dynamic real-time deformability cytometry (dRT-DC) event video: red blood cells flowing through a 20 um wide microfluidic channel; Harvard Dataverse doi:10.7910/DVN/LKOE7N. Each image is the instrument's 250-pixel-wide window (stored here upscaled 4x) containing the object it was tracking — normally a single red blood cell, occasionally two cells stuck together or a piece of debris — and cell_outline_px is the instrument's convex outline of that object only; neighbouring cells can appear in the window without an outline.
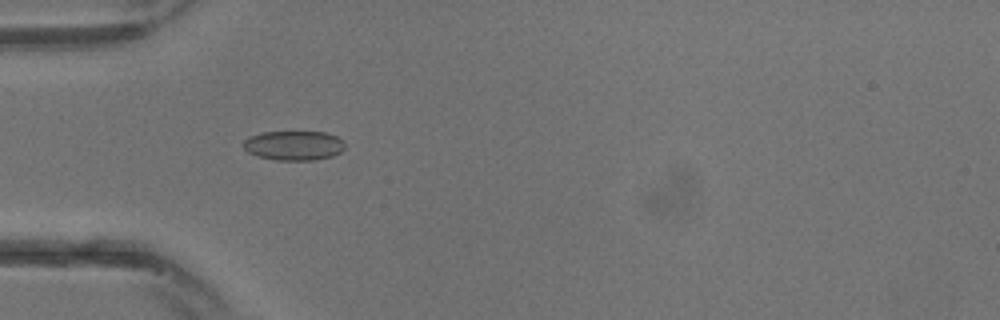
{"species": "common noctule bat (a hibernating species)", "species_latin": "Nyctalus noctula", "temperature_condition": "warm", "stored_images_in_passage": 19, "camera_frame_rate_fps": 3000, "um_per_image_px": 0.085, "animal": {"sex": "male", "body_mass_g": 13.3}, "frame": {"image": 1, "passage_image": 10, "time_ms": 3.0, "image_size_px": [1000, 320], "cell_outline_px": [[344, 148], [340, 152], [332, 156], [316, 160], [276, 160], [256, 156], [248, 152], [244, 148], [244, 140], [252, 136], [264, 132], [324, 132], [336, 136], [344, 140]], "centroid_in_image_um": [25.0, 12.37], "position_along_channel_um": 60.0, "area_um2": 17.4}}
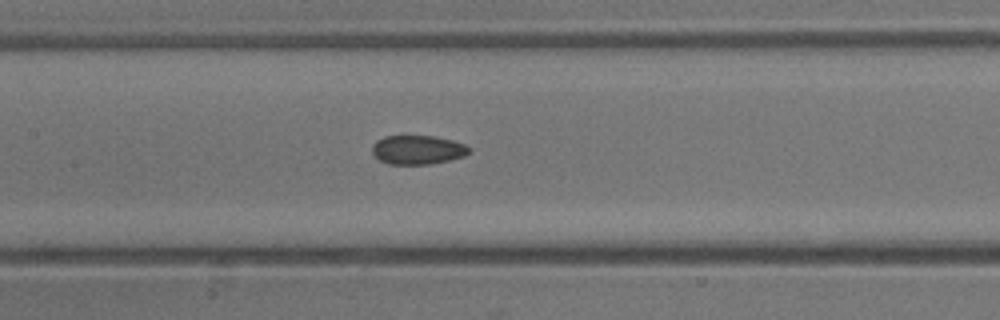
{"frame": {"image": 2, "passage_image": 15, "time_ms": 4.667, "image_size_px": [1000, 320], "cell_outline_px": [[472, 148], [464, 156], [432, 164], [388, 164], [380, 160], [372, 152], [372, 144], [376, 140], [384, 136], [432, 136], [452, 140], [464, 144]], "centroid_in_image_um": [35.48, 12.73], "position_along_channel_um": 171.9, "area_um2": 16.36}}
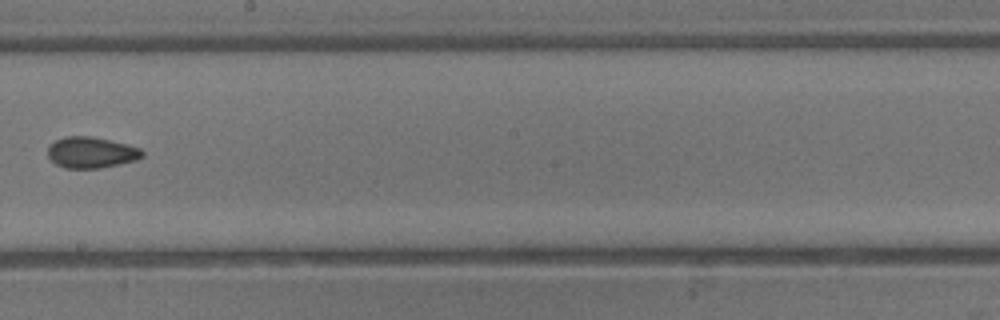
{"frame": {"image": 3, "passage_image": 18, "time_ms": 5.667, "image_size_px": [1000, 320], "cell_outline_px": [[144, 156], [136, 160], [120, 164], [100, 168], [64, 168], [56, 164], [48, 156], [48, 144], [64, 136], [92, 136], [140, 148], [144, 152]], "centroid_in_image_um": [7.73, 12.96], "position_along_channel_um": 240.5, "area_um2": 17.11}}